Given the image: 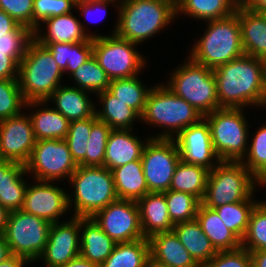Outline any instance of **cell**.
Segmentation results:
<instances>
[{
	"label": "cell",
	"instance_id": "6da1fadb",
	"mask_svg": "<svg viewBox=\"0 0 266 267\" xmlns=\"http://www.w3.org/2000/svg\"><path fill=\"white\" fill-rule=\"evenodd\" d=\"M213 73L220 107L266 108V60L244 54Z\"/></svg>",
	"mask_w": 266,
	"mask_h": 267
},
{
	"label": "cell",
	"instance_id": "7a4b0ae2",
	"mask_svg": "<svg viewBox=\"0 0 266 267\" xmlns=\"http://www.w3.org/2000/svg\"><path fill=\"white\" fill-rule=\"evenodd\" d=\"M118 21L110 35L136 44L151 38L176 17V5L172 0H123Z\"/></svg>",
	"mask_w": 266,
	"mask_h": 267
},
{
	"label": "cell",
	"instance_id": "3957f363",
	"mask_svg": "<svg viewBox=\"0 0 266 267\" xmlns=\"http://www.w3.org/2000/svg\"><path fill=\"white\" fill-rule=\"evenodd\" d=\"M156 85L151 87L147 95L140 120L147 125L164 127L165 130L151 139H174L175 134L177 136L203 118L191 104L175 95L166 85Z\"/></svg>",
	"mask_w": 266,
	"mask_h": 267
},
{
	"label": "cell",
	"instance_id": "277c9868",
	"mask_svg": "<svg viewBox=\"0 0 266 267\" xmlns=\"http://www.w3.org/2000/svg\"><path fill=\"white\" fill-rule=\"evenodd\" d=\"M204 35L197 40L189 57L214 70L245 54L238 15L207 21Z\"/></svg>",
	"mask_w": 266,
	"mask_h": 267
},
{
	"label": "cell",
	"instance_id": "5b68a950",
	"mask_svg": "<svg viewBox=\"0 0 266 267\" xmlns=\"http://www.w3.org/2000/svg\"><path fill=\"white\" fill-rule=\"evenodd\" d=\"M69 180L74 198L68 194V206L73 202L75 217L91 218L118 199L112 172L104 166L78 165Z\"/></svg>",
	"mask_w": 266,
	"mask_h": 267
},
{
	"label": "cell",
	"instance_id": "8992f818",
	"mask_svg": "<svg viewBox=\"0 0 266 267\" xmlns=\"http://www.w3.org/2000/svg\"><path fill=\"white\" fill-rule=\"evenodd\" d=\"M63 74L51 52L33 39L18 69L19 88L25 101H47L61 86Z\"/></svg>",
	"mask_w": 266,
	"mask_h": 267
},
{
	"label": "cell",
	"instance_id": "52a82bcc",
	"mask_svg": "<svg viewBox=\"0 0 266 267\" xmlns=\"http://www.w3.org/2000/svg\"><path fill=\"white\" fill-rule=\"evenodd\" d=\"M170 76L166 86L191 104L202 116L221 108L213 70L187 56Z\"/></svg>",
	"mask_w": 266,
	"mask_h": 267
},
{
	"label": "cell",
	"instance_id": "ba28073f",
	"mask_svg": "<svg viewBox=\"0 0 266 267\" xmlns=\"http://www.w3.org/2000/svg\"><path fill=\"white\" fill-rule=\"evenodd\" d=\"M259 181L241 161H220L209 171L201 204L214 209L247 200Z\"/></svg>",
	"mask_w": 266,
	"mask_h": 267
},
{
	"label": "cell",
	"instance_id": "9c48e42d",
	"mask_svg": "<svg viewBox=\"0 0 266 267\" xmlns=\"http://www.w3.org/2000/svg\"><path fill=\"white\" fill-rule=\"evenodd\" d=\"M243 108L221 107L203 118L207 121L214 150L221 161H241L248 150V122Z\"/></svg>",
	"mask_w": 266,
	"mask_h": 267
},
{
	"label": "cell",
	"instance_id": "30bf717a",
	"mask_svg": "<svg viewBox=\"0 0 266 267\" xmlns=\"http://www.w3.org/2000/svg\"><path fill=\"white\" fill-rule=\"evenodd\" d=\"M51 223L21 210L11 211L3 233L11 255L34 262L39 260L47 240Z\"/></svg>",
	"mask_w": 266,
	"mask_h": 267
},
{
	"label": "cell",
	"instance_id": "8fae6325",
	"mask_svg": "<svg viewBox=\"0 0 266 267\" xmlns=\"http://www.w3.org/2000/svg\"><path fill=\"white\" fill-rule=\"evenodd\" d=\"M92 42L93 56L110 80L136 76L146 67L145 58L135 50L136 43L116 34L97 37Z\"/></svg>",
	"mask_w": 266,
	"mask_h": 267
},
{
	"label": "cell",
	"instance_id": "7c38bea8",
	"mask_svg": "<svg viewBox=\"0 0 266 267\" xmlns=\"http://www.w3.org/2000/svg\"><path fill=\"white\" fill-rule=\"evenodd\" d=\"M26 172L33 173L34 181H61L69 178L77 169L64 139L36 141L31 156L25 164Z\"/></svg>",
	"mask_w": 266,
	"mask_h": 267
},
{
	"label": "cell",
	"instance_id": "4fadbf2b",
	"mask_svg": "<svg viewBox=\"0 0 266 267\" xmlns=\"http://www.w3.org/2000/svg\"><path fill=\"white\" fill-rule=\"evenodd\" d=\"M180 153L173 139H150L142 153V166L149 192L163 193L171 185Z\"/></svg>",
	"mask_w": 266,
	"mask_h": 267
},
{
	"label": "cell",
	"instance_id": "5bb4252c",
	"mask_svg": "<svg viewBox=\"0 0 266 267\" xmlns=\"http://www.w3.org/2000/svg\"><path fill=\"white\" fill-rule=\"evenodd\" d=\"M91 218L116 243L144 238L137 201L117 199Z\"/></svg>",
	"mask_w": 266,
	"mask_h": 267
},
{
	"label": "cell",
	"instance_id": "9a60e30c",
	"mask_svg": "<svg viewBox=\"0 0 266 267\" xmlns=\"http://www.w3.org/2000/svg\"><path fill=\"white\" fill-rule=\"evenodd\" d=\"M80 256V217L52 223L46 246L39 259L47 267H60Z\"/></svg>",
	"mask_w": 266,
	"mask_h": 267
},
{
	"label": "cell",
	"instance_id": "2e32d148",
	"mask_svg": "<svg viewBox=\"0 0 266 267\" xmlns=\"http://www.w3.org/2000/svg\"><path fill=\"white\" fill-rule=\"evenodd\" d=\"M173 140L178 147L180 159L187 164L210 171L221 161L214 150L210 128L204 118L183 129Z\"/></svg>",
	"mask_w": 266,
	"mask_h": 267
},
{
	"label": "cell",
	"instance_id": "e0dca14e",
	"mask_svg": "<svg viewBox=\"0 0 266 267\" xmlns=\"http://www.w3.org/2000/svg\"><path fill=\"white\" fill-rule=\"evenodd\" d=\"M36 143L30 117L24 113L0 121V145L5 160L25 165Z\"/></svg>",
	"mask_w": 266,
	"mask_h": 267
},
{
	"label": "cell",
	"instance_id": "ac0fdd59",
	"mask_svg": "<svg viewBox=\"0 0 266 267\" xmlns=\"http://www.w3.org/2000/svg\"><path fill=\"white\" fill-rule=\"evenodd\" d=\"M50 181H38L27 185L22 210L41 217L51 224L60 222V216L68 212V193Z\"/></svg>",
	"mask_w": 266,
	"mask_h": 267
},
{
	"label": "cell",
	"instance_id": "d6986e66",
	"mask_svg": "<svg viewBox=\"0 0 266 267\" xmlns=\"http://www.w3.org/2000/svg\"><path fill=\"white\" fill-rule=\"evenodd\" d=\"M46 25V34H41L40 27L34 31V40L38 43H77L89 41L97 37L107 35H96L86 33V27L75 15L71 13L49 17L43 21Z\"/></svg>",
	"mask_w": 266,
	"mask_h": 267
},
{
	"label": "cell",
	"instance_id": "ffe728a7",
	"mask_svg": "<svg viewBox=\"0 0 266 267\" xmlns=\"http://www.w3.org/2000/svg\"><path fill=\"white\" fill-rule=\"evenodd\" d=\"M131 131L130 129L111 130L105 149L103 162L105 168L112 170L126 163L141 160L144 147L151 137L142 142L135 134L130 133Z\"/></svg>",
	"mask_w": 266,
	"mask_h": 267
},
{
	"label": "cell",
	"instance_id": "44dd1931",
	"mask_svg": "<svg viewBox=\"0 0 266 267\" xmlns=\"http://www.w3.org/2000/svg\"><path fill=\"white\" fill-rule=\"evenodd\" d=\"M144 238L171 232L174 224L169 218L165 193L149 192L137 201Z\"/></svg>",
	"mask_w": 266,
	"mask_h": 267
},
{
	"label": "cell",
	"instance_id": "7402d4cb",
	"mask_svg": "<svg viewBox=\"0 0 266 267\" xmlns=\"http://www.w3.org/2000/svg\"><path fill=\"white\" fill-rule=\"evenodd\" d=\"M148 240L151 260L166 267H200L173 231L157 233Z\"/></svg>",
	"mask_w": 266,
	"mask_h": 267
},
{
	"label": "cell",
	"instance_id": "603a6c76",
	"mask_svg": "<svg viewBox=\"0 0 266 267\" xmlns=\"http://www.w3.org/2000/svg\"><path fill=\"white\" fill-rule=\"evenodd\" d=\"M116 242L92 218L80 217V256L100 267Z\"/></svg>",
	"mask_w": 266,
	"mask_h": 267
},
{
	"label": "cell",
	"instance_id": "cb8c5ba5",
	"mask_svg": "<svg viewBox=\"0 0 266 267\" xmlns=\"http://www.w3.org/2000/svg\"><path fill=\"white\" fill-rule=\"evenodd\" d=\"M90 92L73 86H59L47 99L53 100V107L60 112L70 122L74 120H83L95 115L96 106L93 100H90ZM92 101V102H91Z\"/></svg>",
	"mask_w": 266,
	"mask_h": 267
},
{
	"label": "cell",
	"instance_id": "d4e9b609",
	"mask_svg": "<svg viewBox=\"0 0 266 267\" xmlns=\"http://www.w3.org/2000/svg\"><path fill=\"white\" fill-rule=\"evenodd\" d=\"M235 13L239 17L245 54L266 60V24L262 16L241 3L237 5Z\"/></svg>",
	"mask_w": 266,
	"mask_h": 267
},
{
	"label": "cell",
	"instance_id": "484cf974",
	"mask_svg": "<svg viewBox=\"0 0 266 267\" xmlns=\"http://www.w3.org/2000/svg\"><path fill=\"white\" fill-rule=\"evenodd\" d=\"M44 104H47L46 101H29L25 105V109L26 107L29 109L41 106V109L29 114L36 141L43 139H65L70 121L54 108H44Z\"/></svg>",
	"mask_w": 266,
	"mask_h": 267
},
{
	"label": "cell",
	"instance_id": "4316f807",
	"mask_svg": "<svg viewBox=\"0 0 266 267\" xmlns=\"http://www.w3.org/2000/svg\"><path fill=\"white\" fill-rule=\"evenodd\" d=\"M172 231L199 266H205L217 254L196 218L175 224Z\"/></svg>",
	"mask_w": 266,
	"mask_h": 267
},
{
	"label": "cell",
	"instance_id": "83f0119b",
	"mask_svg": "<svg viewBox=\"0 0 266 267\" xmlns=\"http://www.w3.org/2000/svg\"><path fill=\"white\" fill-rule=\"evenodd\" d=\"M196 219L217 252L231 251L241 247V239L227 228L214 209L207 208L200 203Z\"/></svg>",
	"mask_w": 266,
	"mask_h": 267
},
{
	"label": "cell",
	"instance_id": "f1b7e54d",
	"mask_svg": "<svg viewBox=\"0 0 266 267\" xmlns=\"http://www.w3.org/2000/svg\"><path fill=\"white\" fill-rule=\"evenodd\" d=\"M118 199L138 201L149 193L141 160L111 170Z\"/></svg>",
	"mask_w": 266,
	"mask_h": 267
},
{
	"label": "cell",
	"instance_id": "f546056e",
	"mask_svg": "<svg viewBox=\"0 0 266 267\" xmlns=\"http://www.w3.org/2000/svg\"><path fill=\"white\" fill-rule=\"evenodd\" d=\"M240 0H181L176 5V17L188 15L197 20H218L231 16Z\"/></svg>",
	"mask_w": 266,
	"mask_h": 267
},
{
	"label": "cell",
	"instance_id": "4dcf8cb0",
	"mask_svg": "<svg viewBox=\"0 0 266 267\" xmlns=\"http://www.w3.org/2000/svg\"><path fill=\"white\" fill-rule=\"evenodd\" d=\"M102 110H96L97 119L105 122L112 129H132V123L141 117L124 102L117 100L108 90L97 94Z\"/></svg>",
	"mask_w": 266,
	"mask_h": 267
},
{
	"label": "cell",
	"instance_id": "1f68e13d",
	"mask_svg": "<svg viewBox=\"0 0 266 267\" xmlns=\"http://www.w3.org/2000/svg\"><path fill=\"white\" fill-rule=\"evenodd\" d=\"M208 174V169L180 160L169 189L192 194L201 202L205 194Z\"/></svg>",
	"mask_w": 266,
	"mask_h": 267
},
{
	"label": "cell",
	"instance_id": "d6a6232c",
	"mask_svg": "<svg viewBox=\"0 0 266 267\" xmlns=\"http://www.w3.org/2000/svg\"><path fill=\"white\" fill-rule=\"evenodd\" d=\"M150 259L147 238L133 242L116 243L112 253L100 267H146Z\"/></svg>",
	"mask_w": 266,
	"mask_h": 267
},
{
	"label": "cell",
	"instance_id": "836d02e7",
	"mask_svg": "<svg viewBox=\"0 0 266 267\" xmlns=\"http://www.w3.org/2000/svg\"><path fill=\"white\" fill-rule=\"evenodd\" d=\"M107 90L117 100L124 102L141 117L151 87L146 88L143 82L138 79V75H136L130 78L111 80Z\"/></svg>",
	"mask_w": 266,
	"mask_h": 267
},
{
	"label": "cell",
	"instance_id": "e575fe53",
	"mask_svg": "<svg viewBox=\"0 0 266 267\" xmlns=\"http://www.w3.org/2000/svg\"><path fill=\"white\" fill-rule=\"evenodd\" d=\"M253 196L252 194L245 201L229 203L214 208L227 228L233 231L241 240L248 229L251 211L258 203V200H253Z\"/></svg>",
	"mask_w": 266,
	"mask_h": 267
},
{
	"label": "cell",
	"instance_id": "d590c367",
	"mask_svg": "<svg viewBox=\"0 0 266 267\" xmlns=\"http://www.w3.org/2000/svg\"><path fill=\"white\" fill-rule=\"evenodd\" d=\"M69 76L74 78L75 85H77L74 87L94 94L107 90L111 81L94 56Z\"/></svg>",
	"mask_w": 266,
	"mask_h": 267
},
{
	"label": "cell",
	"instance_id": "8d00e7d4",
	"mask_svg": "<svg viewBox=\"0 0 266 267\" xmlns=\"http://www.w3.org/2000/svg\"><path fill=\"white\" fill-rule=\"evenodd\" d=\"M96 114L83 120H74L69 123L68 133L65 141L70 150L72 159L78 165L85 166V154L87 142L92 125L97 121Z\"/></svg>",
	"mask_w": 266,
	"mask_h": 267
},
{
	"label": "cell",
	"instance_id": "74e56055",
	"mask_svg": "<svg viewBox=\"0 0 266 267\" xmlns=\"http://www.w3.org/2000/svg\"><path fill=\"white\" fill-rule=\"evenodd\" d=\"M169 218L175 225L196 218L197 209L201 203L195 196L186 192L174 190L165 191Z\"/></svg>",
	"mask_w": 266,
	"mask_h": 267
},
{
	"label": "cell",
	"instance_id": "f35d334b",
	"mask_svg": "<svg viewBox=\"0 0 266 267\" xmlns=\"http://www.w3.org/2000/svg\"><path fill=\"white\" fill-rule=\"evenodd\" d=\"M253 137L241 162L260 181L266 175V124L257 129Z\"/></svg>",
	"mask_w": 266,
	"mask_h": 267
},
{
	"label": "cell",
	"instance_id": "ab89813d",
	"mask_svg": "<svg viewBox=\"0 0 266 267\" xmlns=\"http://www.w3.org/2000/svg\"><path fill=\"white\" fill-rule=\"evenodd\" d=\"M241 247L249 252L266 249V209L259 202L251 211Z\"/></svg>",
	"mask_w": 266,
	"mask_h": 267
},
{
	"label": "cell",
	"instance_id": "60d3db41",
	"mask_svg": "<svg viewBox=\"0 0 266 267\" xmlns=\"http://www.w3.org/2000/svg\"><path fill=\"white\" fill-rule=\"evenodd\" d=\"M25 105L18 79L0 80V121L21 114Z\"/></svg>",
	"mask_w": 266,
	"mask_h": 267
},
{
	"label": "cell",
	"instance_id": "b9f144b4",
	"mask_svg": "<svg viewBox=\"0 0 266 267\" xmlns=\"http://www.w3.org/2000/svg\"><path fill=\"white\" fill-rule=\"evenodd\" d=\"M112 128L97 120L91 128L85 154V166H103L107 140Z\"/></svg>",
	"mask_w": 266,
	"mask_h": 267
},
{
	"label": "cell",
	"instance_id": "7bdbcfd3",
	"mask_svg": "<svg viewBox=\"0 0 266 267\" xmlns=\"http://www.w3.org/2000/svg\"><path fill=\"white\" fill-rule=\"evenodd\" d=\"M75 0H33V31L49 17L65 15L76 7Z\"/></svg>",
	"mask_w": 266,
	"mask_h": 267
},
{
	"label": "cell",
	"instance_id": "ee69618b",
	"mask_svg": "<svg viewBox=\"0 0 266 267\" xmlns=\"http://www.w3.org/2000/svg\"><path fill=\"white\" fill-rule=\"evenodd\" d=\"M204 267H253L250 252L243 247L219 251Z\"/></svg>",
	"mask_w": 266,
	"mask_h": 267
},
{
	"label": "cell",
	"instance_id": "f6af8a7d",
	"mask_svg": "<svg viewBox=\"0 0 266 267\" xmlns=\"http://www.w3.org/2000/svg\"><path fill=\"white\" fill-rule=\"evenodd\" d=\"M0 9L33 31V0H0Z\"/></svg>",
	"mask_w": 266,
	"mask_h": 267
},
{
	"label": "cell",
	"instance_id": "bcb514c9",
	"mask_svg": "<svg viewBox=\"0 0 266 267\" xmlns=\"http://www.w3.org/2000/svg\"><path fill=\"white\" fill-rule=\"evenodd\" d=\"M27 184L4 185L0 189V205L9 212L21 210L24 204Z\"/></svg>",
	"mask_w": 266,
	"mask_h": 267
},
{
	"label": "cell",
	"instance_id": "7dc6e473",
	"mask_svg": "<svg viewBox=\"0 0 266 267\" xmlns=\"http://www.w3.org/2000/svg\"><path fill=\"white\" fill-rule=\"evenodd\" d=\"M93 56V42L89 41L71 43L69 63H67L66 72L69 75L76 71L81 65Z\"/></svg>",
	"mask_w": 266,
	"mask_h": 267
},
{
	"label": "cell",
	"instance_id": "c3c4849f",
	"mask_svg": "<svg viewBox=\"0 0 266 267\" xmlns=\"http://www.w3.org/2000/svg\"><path fill=\"white\" fill-rule=\"evenodd\" d=\"M25 165L9 160L0 162V189L4 185L27 184L23 176L27 175Z\"/></svg>",
	"mask_w": 266,
	"mask_h": 267
},
{
	"label": "cell",
	"instance_id": "681fc988",
	"mask_svg": "<svg viewBox=\"0 0 266 267\" xmlns=\"http://www.w3.org/2000/svg\"><path fill=\"white\" fill-rule=\"evenodd\" d=\"M33 39V36H1L0 49L9 51V55L20 63L26 54L29 43Z\"/></svg>",
	"mask_w": 266,
	"mask_h": 267
},
{
	"label": "cell",
	"instance_id": "f907efd6",
	"mask_svg": "<svg viewBox=\"0 0 266 267\" xmlns=\"http://www.w3.org/2000/svg\"><path fill=\"white\" fill-rule=\"evenodd\" d=\"M34 31L19 24L5 11L0 9V37L1 36H33Z\"/></svg>",
	"mask_w": 266,
	"mask_h": 267
},
{
	"label": "cell",
	"instance_id": "816d5d0a",
	"mask_svg": "<svg viewBox=\"0 0 266 267\" xmlns=\"http://www.w3.org/2000/svg\"><path fill=\"white\" fill-rule=\"evenodd\" d=\"M45 46L52 54L58 67L63 73H66L67 63H69V56L71 50V43H39Z\"/></svg>",
	"mask_w": 266,
	"mask_h": 267
},
{
	"label": "cell",
	"instance_id": "f5cc1de1",
	"mask_svg": "<svg viewBox=\"0 0 266 267\" xmlns=\"http://www.w3.org/2000/svg\"><path fill=\"white\" fill-rule=\"evenodd\" d=\"M19 63L9 55V51L0 49V80L18 79Z\"/></svg>",
	"mask_w": 266,
	"mask_h": 267
},
{
	"label": "cell",
	"instance_id": "db71d44e",
	"mask_svg": "<svg viewBox=\"0 0 266 267\" xmlns=\"http://www.w3.org/2000/svg\"><path fill=\"white\" fill-rule=\"evenodd\" d=\"M110 4L109 2H101V1H93V0H81L76 2V8H79L80 13L85 15V19L92 18L91 14L92 11H101L103 10L104 13H106L107 6ZM100 9V10H99ZM97 13V12H96ZM102 18V17H101ZM100 18V19H101ZM104 18V17H103ZM89 20V19H88ZM91 20V19H90ZM94 22V21H93Z\"/></svg>",
	"mask_w": 266,
	"mask_h": 267
},
{
	"label": "cell",
	"instance_id": "11a10c76",
	"mask_svg": "<svg viewBox=\"0 0 266 267\" xmlns=\"http://www.w3.org/2000/svg\"><path fill=\"white\" fill-rule=\"evenodd\" d=\"M30 262L23 257L11 255L5 261L0 263V267H23Z\"/></svg>",
	"mask_w": 266,
	"mask_h": 267
},
{
	"label": "cell",
	"instance_id": "9f6ffc18",
	"mask_svg": "<svg viewBox=\"0 0 266 267\" xmlns=\"http://www.w3.org/2000/svg\"><path fill=\"white\" fill-rule=\"evenodd\" d=\"M253 267H266V249L250 252Z\"/></svg>",
	"mask_w": 266,
	"mask_h": 267
},
{
	"label": "cell",
	"instance_id": "6f0895ef",
	"mask_svg": "<svg viewBox=\"0 0 266 267\" xmlns=\"http://www.w3.org/2000/svg\"><path fill=\"white\" fill-rule=\"evenodd\" d=\"M240 3L252 11L266 9V0H240Z\"/></svg>",
	"mask_w": 266,
	"mask_h": 267
},
{
	"label": "cell",
	"instance_id": "680465c9",
	"mask_svg": "<svg viewBox=\"0 0 266 267\" xmlns=\"http://www.w3.org/2000/svg\"><path fill=\"white\" fill-rule=\"evenodd\" d=\"M60 267H98L90 261L78 256L77 258L69 261L66 265Z\"/></svg>",
	"mask_w": 266,
	"mask_h": 267
},
{
	"label": "cell",
	"instance_id": "91938a15",
	"mask_svg": "<svg viewBox=\"0 0 266 267\" xmlns=\"http://www.w3.org/2000/svg\"><path fill=\"white\" fill-rule=\"evenodd\" d=\"M11 256L9 246L3 236H0V263Z\"/></svg>",
	"mask_w": 266,
	"mask_h": 267
},
{
	"label": "cell",
	"instance_id": "94428289",
	"mask_svg": "<svg viewBox=\"0 0 266 267\" xmlns=\"http://www.w3.org/2000/svg\"><path fill=\"white\" fill-rule=\"evenodd\" d=\"M9 213L10 212L6 208L0 205V236L4 233Z\"/></svg>",
	"mask_w": 266,
	"mask_h": 267
},
{
	"label": "cell",
	"instance_id": "6125c7cd",
	"mask_svg": "<svg viewBox=\"0 0 266 267\" xmlns=\"http://www.w3.org/2000/svg\"><path fill=\"white\" fill-rule=\"evenodd\" d=\"M146 267H166V266L161 265V264L149 259L147 264H146Z\"/></svg>",
	"mask_w": 266,
	"mask_h": 267
},
{
	"label": "cell",
	"instance_id": "be15d7a7",
	"mask_svg": "<svg viewBox=\"0 0 266 267\" xmlns=\"http://www.w3.org/2000/svg\"><path fill=\"white\" fill-rule=\"evenodd\" d=\"M256 12H258L262 16V18H263V20L265 21V24H266V9L258 10Z\"/></svg>",
	"mask_w": 266,
	"mask_h": 267
},
{
	"label": "cell",
	"instance_id": "e7e4bbea",
	"mask_svg": "<svg viewBox=\"0 0 266 267\" xmlns=\"http://www.w3.org/2000/svg\"><path fill=\"white\" fill-rule=\"evenodd\" d=\"M93 1H101V2H109V3H113V5L116 3V1L118 2L117 4H121V1L123 0H93ZM115 2V3H114Z\"/></svg>",
	"mask_w": 266,
	"mask_h": 267
},
{
	"label": "cell",
	"instance_id": "03108f58",
	"mask_svg": "<svg viewBox=\"0 0 266 267\" xmlns=\"http://www.w3.org/2000/svg\"><path fill=\"white\" fill-rule=\"evenodd\" d=\"M258 185H266V175L258 182Z\"/></svg>",
	"mask_w": 266,
	"mask_h": 267
},
{
	"label": "cell",
	"instance_id": "003e7915",
	"mask_svg": "<svg viewBox=\"0 0 266 267\" xmlns=\"http://www.w3.org/2000/svg\"><path fill=\"white\" fill-rule=\"evenodd\" d=\"M3 160H5V159H4V156L2 155V152H1V145H0V162L3 161Z\"/></svg>",
	"mask_w": 266,
	"mask_h": 267
},
{
	"label": "cell",
	"instance_id": "a7ac6f4b",
	"mask_svg": "<svg viewBox=\"0 0 266 267\" xmlns=\"http://www.w3.org/2000/svg\"><path fill=\"white\" fill-rule=\"evenodd\" d=\"M266 209V201H258Z\"/></svg>",
	"mask_w": 266,
	"mask_h": 267
},
{
	"label": "cell",
	"instance_id": "89a4df30",
	"mask_svg": "<svg viewBox=\"0 0 266 267\" xmlns=\"http://www.w3.org/2000/svg\"><path fill=\"white\" fill-rule=\"evenodd\" d=\"M175 5H177L181 0H172Z\"/></svg>",
	"mask_w": 266,
	"mask_h": 267
}]
</instances>
